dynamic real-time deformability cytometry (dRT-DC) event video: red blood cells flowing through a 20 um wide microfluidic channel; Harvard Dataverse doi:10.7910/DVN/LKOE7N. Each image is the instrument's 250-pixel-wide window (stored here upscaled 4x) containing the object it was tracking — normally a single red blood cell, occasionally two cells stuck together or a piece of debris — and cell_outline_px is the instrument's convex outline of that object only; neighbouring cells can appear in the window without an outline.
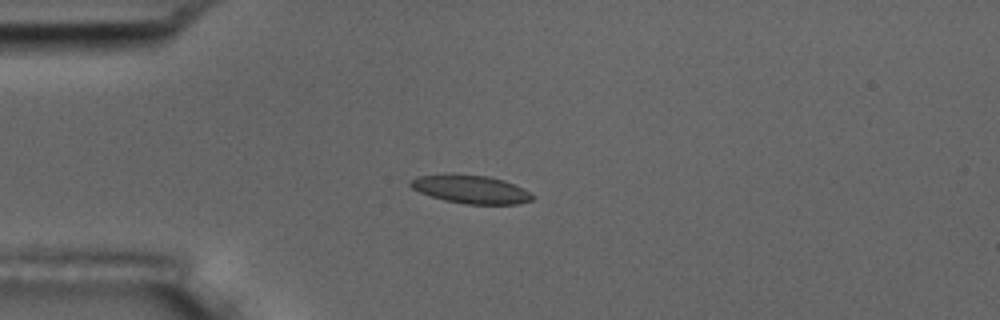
{"species": "common noctule bat (a hibernating species)", "species_latin": "Nyctalus noctula", "temperature_condition": "room temperature", "stored_images_in_passage": 5, "camera_frame_rate_fps": 3000, "um_per_image_px": 0.085, "animal": {"sex": "male", "body_mass_g": 17.5, "forearm_length_mm": 52.3}, "frame": {"image": 1, "passage_image": 4, "time_ms": 3.667, "image_size_px": [1000, 320], "cell_outline_px": [[532, 200], [516, 204], [464, 204], [444, 200], [420, 192], [412, 188], [408, 184], [408, 180], [416, 176], [448, 172], [456, 172], [488, 176], [504, 180], [528, 192], [532, 196]], "centroid_in_image_um": [39.9, 16.05], "position_along_channel_um": 45.1, "area_um2": 20.4}}